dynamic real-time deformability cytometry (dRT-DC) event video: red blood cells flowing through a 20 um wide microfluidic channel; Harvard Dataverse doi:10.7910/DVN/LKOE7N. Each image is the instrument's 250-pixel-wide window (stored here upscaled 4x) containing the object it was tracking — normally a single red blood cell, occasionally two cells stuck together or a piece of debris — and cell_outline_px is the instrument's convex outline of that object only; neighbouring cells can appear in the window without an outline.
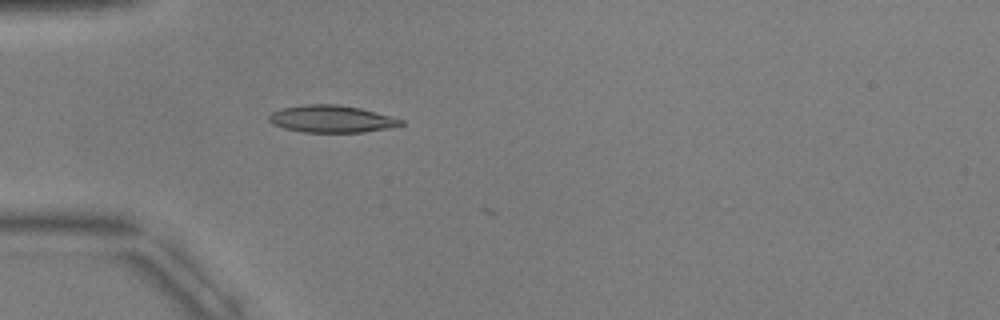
{"species": "common noctule bat (a hibernating species)", "species_latin": "Nyctalus noctula", "temperature_condition": "warm", "stored_images_in_passage": 5, "camera_frame_rate_fps": 3000, "um_per_image_px": 0.085, "animal": {"sex": "male", "body_mass_g": 17.9, "forearm_length_mm": 54.2}, "frame": {"image": 1, "passage_image": 5, "time_ms": 4.667, "image_size_px": [1000, 320], "cell_outline_px": [[404, 124], [388, 128], [360, 132], [304, 132], [284, 128], [272, 124], [268, 120], [268, 116], [272, 112], [280, 108], [304, 104], [336, 104], [360, 108], [404, 120]], "centroid_in_image_um": [28.13, 10.1], "position_along_channel_um": 56.9, "area_um2": 20.81}}